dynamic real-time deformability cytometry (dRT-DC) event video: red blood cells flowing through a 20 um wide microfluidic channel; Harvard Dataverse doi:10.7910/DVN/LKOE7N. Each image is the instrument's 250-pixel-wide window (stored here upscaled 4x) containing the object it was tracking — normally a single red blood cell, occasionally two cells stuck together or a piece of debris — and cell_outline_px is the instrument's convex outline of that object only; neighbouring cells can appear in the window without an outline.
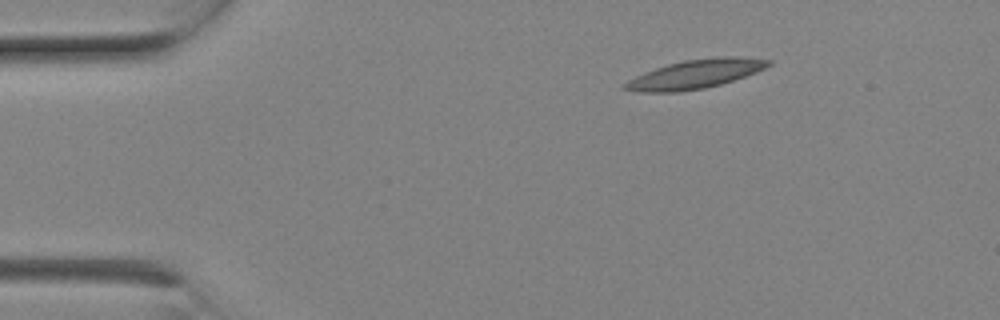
{"species": "Egyptian fruit bat (a non-hibernating species)", "species_latin": "Rousettus aegyptiacus", "temperature_condition": "room temperature", "stored_images_in_passage": 5, "camera_frame_rate_fps": 3000, "um_per_image_px": 0.085, "animal": {"sex": "female"}, "frame": {"image": 1, "passage_image": 1, "time_ms": 0.0, "image_size_px": [1000, 320], "cell_outline_px": [[772, 64], [756, 72], [720, 84], [704, 88], [680, 92], [640, 92], [620, 88], [620, 84], [644, 72], [668, 64], [684, 60], [720, 56], [732, 56], [772, 60]], "centroid_in_image_um": [59.05, 6.3], "position_along_channel_um": 26.0, "area_um2": 24.1}}
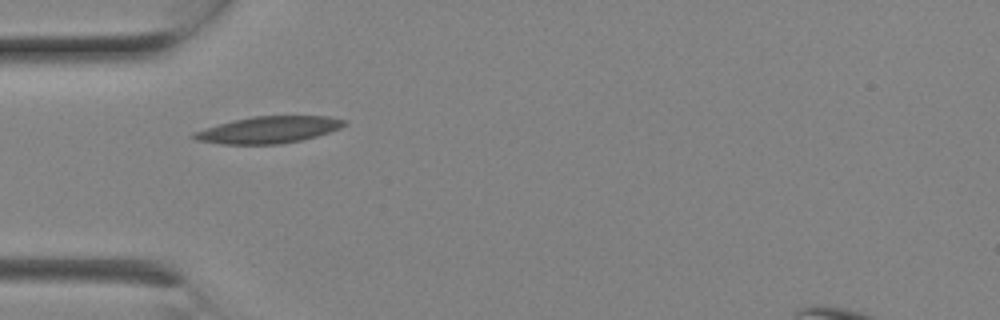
{"frame": {"image": 2, "passage_image": 4, "time_ms": 1.0, "image_size_px": [1000, 320], "cell_outline_px": [[348, 124], [340, 128], [316, 136], [300, 140], [280, 144], [220, 144], [196, 140], [188, 136], [192, 132], [220, 124], [252, 116], [328, 116], [348, 120]], "centroid_in_image_um": [22.83, 11.03], "position_along_channel_um": 62.2, "area_um2": 23.41}}
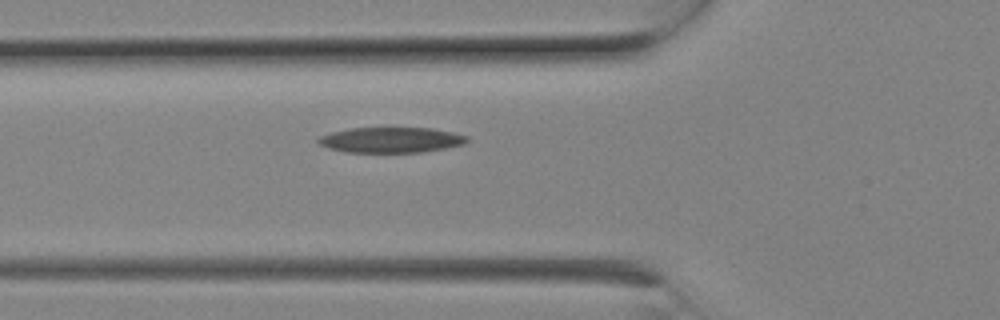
{"frame": {"image": 3, "passage_image": 5, "time_ms": 1.333, "image_size_px": [1000, 320], "cell_outline_px": [[468, 140], [464, 144], [424, 152], [344, 152], [328, 148], [320, 144], [316, 140], [316, 136], [332, 132], [352, 128], [432, 128], [452, 132], [468, 136]], "centroid_in_image_um": [33.2, 11.89], "position_along_channel_um": 92.6, "area_um2": 22.08}}